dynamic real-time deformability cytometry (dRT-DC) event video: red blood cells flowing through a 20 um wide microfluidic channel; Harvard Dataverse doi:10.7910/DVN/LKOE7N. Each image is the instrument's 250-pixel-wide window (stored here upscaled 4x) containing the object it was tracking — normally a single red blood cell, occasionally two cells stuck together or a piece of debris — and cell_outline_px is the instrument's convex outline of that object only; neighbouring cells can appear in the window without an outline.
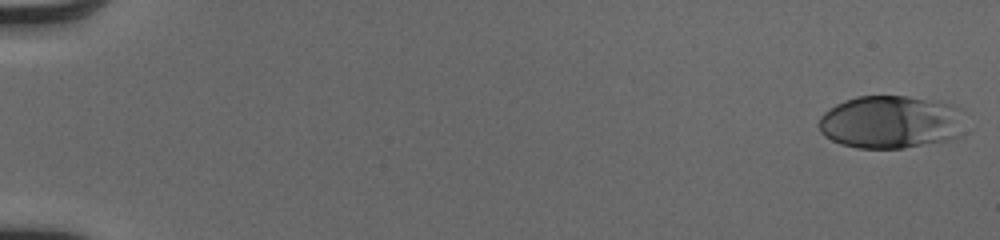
{"species": "human", "species_latin": "Homo sapiens", "temperature_condition": "cold", "stored_images_in_passage": 51, "camera_frame_rate_fps": 3000, "um_per_image_px": 0.085, "donor": {"sex": "male"}, "frame": {"image": 1, "passage_image": 1, "time_ms": 0.0, "image_size_px": [1000, 240], "cell_outline_px": [[964, 136], [952, 140], [904, 148], [856, 148], [840, 144], [824, 136], [820, 132], [820, 116], [824, 112], [836, 104], [844, 100], [856, 96], [908, 96], [940, 100], [952, 104], [960, 108]], "centroid_in_image_um": [75.76, 10.37], "position_along_channel_um": 9.2, "area_um2": 45.89}}
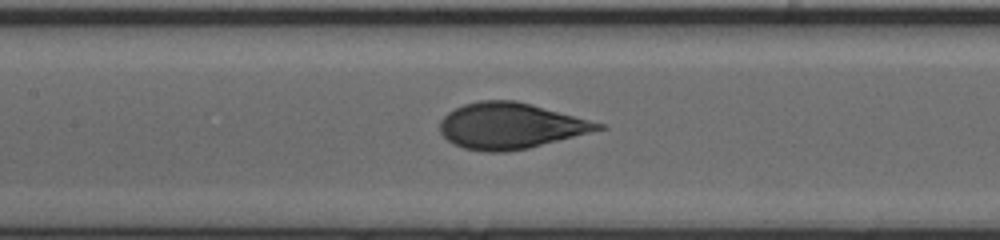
{"frame": {"image": 2, "passage_image": 26, "time_ms": 8.333, "image_size_px": [1000, 240], "cell_outline_px": [[608, 128], [528, 148], [504, 152], [484, 152], [464, 148], [452, 144], [440, 132], [440, 120], [448, 112], [464, 104], [480, 100], [516, 100], [532, 104], [604, 124]], "centroid_in_image_um": [43.37, 10.7], "position_along_channel_um": 164.0, "area_um2": 42.31}}
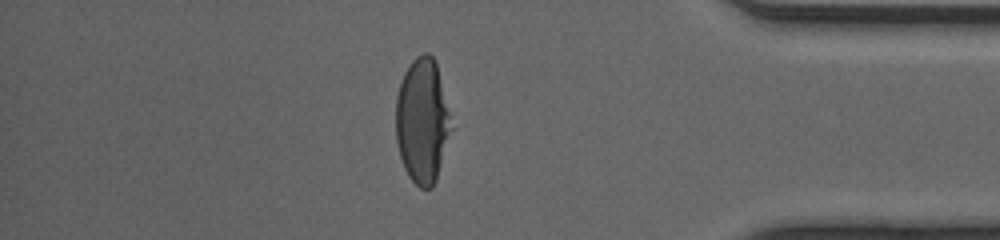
{"frame": {"image": 3, "passage_image": 45, "time_ms": 14.667, "image_size_px": [1000, 240], "cell_outline_px": [[452, 128], [436, 180], [432, 188], [420, 188], [408, 176], [404, 168], [400, 156], [396, 140], [396, 96], [400, 80], [404, 72], [412, 60], [416, 56], [424, 52], [428, 52], [432, 56], [436, 64]], "centroid_in_image_um": [35.86, 10.28], "position_along_channel_um": 399.3, "area_um2": 39.88}, "authors_computed_cell_mechanics": {"area_um2": 42.5408, "velocity_mm_per_s": 4.105, "shape_relaxation_time_tau1_ms": 4.4493, "shape_relaxation_time_tau2_ms": null, "deformation_change_tau1": 0.2267, "deformation_change_tau2": null}}